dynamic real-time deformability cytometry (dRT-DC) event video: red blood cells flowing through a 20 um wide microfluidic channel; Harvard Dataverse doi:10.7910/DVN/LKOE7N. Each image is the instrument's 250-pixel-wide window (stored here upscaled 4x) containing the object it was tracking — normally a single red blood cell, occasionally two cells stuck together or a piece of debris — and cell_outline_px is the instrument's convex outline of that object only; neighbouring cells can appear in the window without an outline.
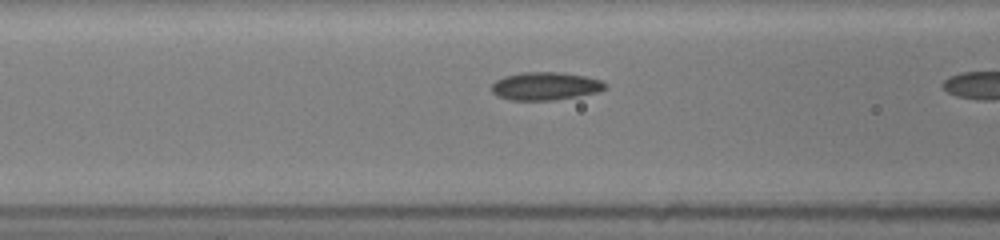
{"species": "common noctule bat (a hibernating species)", "species_latin": "Nyctalus noctula", "temperature_condition": "room temperature", "stored_images_in_passage": 8, "camera_frame_rate_fps": 3000, "um_per_image_px": 0.085, "animal": {"sex": "female", "body_mass_g": 19.5, "forearm_length_mm": 54.1}, "frame": {"image": 1, "passage_image": 7, "time_ms": 1.333, "image_size_px": [1000, 240], "cell_outline_px": [[608, 88], [596, 92], [580, 96], [556, 100], [512, 100], [496, 96], [492, 92], [492, 84], [496, 80], [504, 76], [520, 72], [560, 72], [584, 76], [600, 80], [608, 84]], "centroid_in_image_um": [46.36, 7.32], "position_along_channel_um": 120.2, "area_um2": 18.67}}